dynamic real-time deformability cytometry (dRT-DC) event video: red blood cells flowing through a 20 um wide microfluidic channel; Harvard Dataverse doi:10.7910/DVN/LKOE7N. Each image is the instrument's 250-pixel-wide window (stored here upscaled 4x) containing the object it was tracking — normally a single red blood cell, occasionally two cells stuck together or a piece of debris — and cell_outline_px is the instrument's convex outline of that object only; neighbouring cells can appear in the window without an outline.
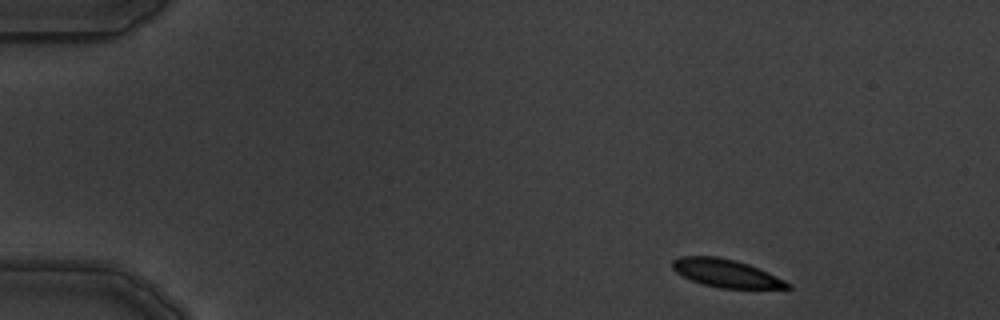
{"species": "common noctule bat (a hibernating species)", "species_latin": "Nyctalus noctula", "temperature_condition": "warm", "stored_images_in_passage": 4, "camera_frame_rate_fps": 3000, "um_per_image_px": 0.085, "animal": {"sex": "male", "body_mass_g": 19.5, "forearm_length_mm": 54.6}, "frame": {"image": 1, "passage_image": 1, "time_ms": 0.0, "image_size_px": [1000, 320], "cell_outline_px": [[792, 288], [720, 288], [704, 284], [692, 280], [676, 272], [672, 268], [672, 260], [680, 256], [716, 256], [736, 260], [748, 264], [768, 272], [792, 284]], "centroid_in_image_um": [61.71, 23.21], "position_along_channel_um": 23.3, "area_um2": 18.61}}